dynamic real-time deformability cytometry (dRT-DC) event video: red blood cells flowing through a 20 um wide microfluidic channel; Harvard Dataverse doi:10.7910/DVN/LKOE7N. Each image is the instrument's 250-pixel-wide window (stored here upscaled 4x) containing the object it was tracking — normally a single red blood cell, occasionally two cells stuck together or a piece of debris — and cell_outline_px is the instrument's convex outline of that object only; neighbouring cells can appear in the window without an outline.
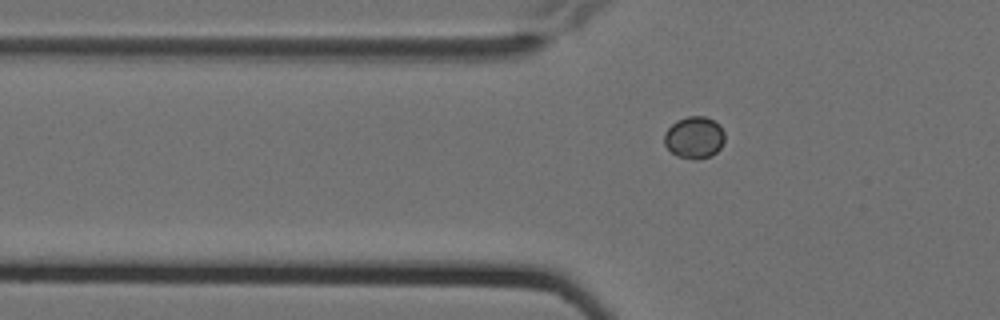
{"species": "Egyptian fruit bat (a non-hibernating species)", "species_latin": "Rousettus aegyptiacus", "temperature_condition": "cold", "stored_images_in_passage": 4, "camera_frame_rate_fps": 3000, "um_per_image_px": 0.085, "animal": {"sex": "female"}, "frame": {"image": 1, "passage_image": 4, "time_ms": 1.0, "image_size_px": [1000, 320], "cell_outline_px": [[724, 140], [720, 148], [712, 156], [696, 160], [676, 156], [664, 144], [664, 132], [676, 120], [688, 116], [704, 116], [720, 124], [724, 132]], "centroid_in_image_um": [59.01, 11.69], "position_along_channel_um": 66.8, "area_um2": 14.91}}